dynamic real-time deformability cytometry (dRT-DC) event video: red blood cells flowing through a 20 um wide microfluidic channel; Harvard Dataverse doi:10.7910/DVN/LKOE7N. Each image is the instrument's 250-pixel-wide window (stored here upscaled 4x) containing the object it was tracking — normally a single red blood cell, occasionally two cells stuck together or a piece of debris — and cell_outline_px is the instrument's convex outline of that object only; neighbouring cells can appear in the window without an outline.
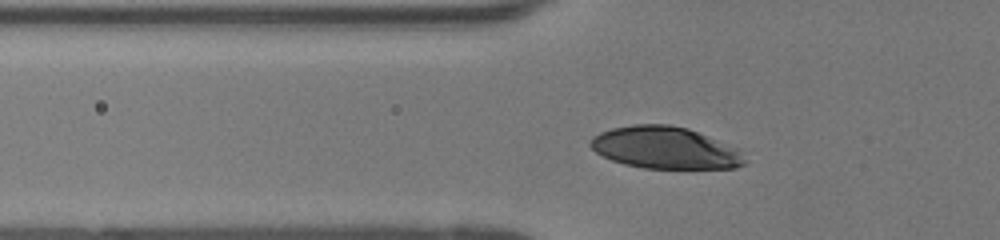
{"species": "human", "species_latin": "Homo sapiens", "temperature_condition": "room temperature", "stored_images_in_passage": 37, "camera_frame_rate_fps": 3000, "um_per_image_px": 0.085, "donor": {"sex": "female"}, "frame": {"image": 1, "passage_image": 10, "time_ms": 3.0, "image_size_px": [1000, 240], "cell_outline_px": [[744, 164], [736, 168], [644, 168], [624, 164], [612, 160], [596, 152], [588, 144], [592, 136], [600, 132], [612, 128], [632, 124], [668, 124], [688, 128], [740, 148], [744, 160]], "centroid_in_image_um": [56.53, 12.55], "position_along_channel_um": 69.3, "area_um2": 37.86}}
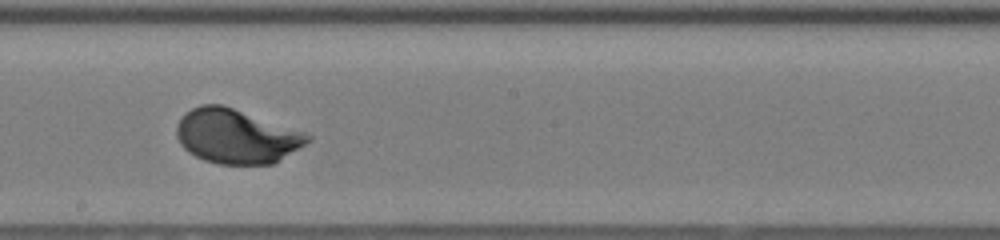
{"frame": {"image": 2, "passage_image": 22, "time_ms": 7.0, "image_size_px": [1000, 240], "cell_outline_px": [[312, 140], [272, 164], [220, 164], [204, 160], [188, 152], [180, 144], [176, 136], [176, 124], [184, 112], [200, 104], [220, 104], [304, 132], [312, 136]], "centroid_in_image_um": [20.04, 11.58], "position_along_channel_um": 228.2, "area_um2": 41.21}}
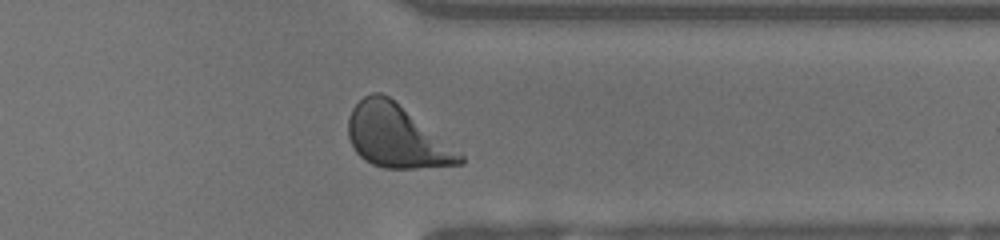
{"frame": {"image": 3, "passage_image": 33, "time_ms": 10.667, "image_size_px": [1000, 240], "cell_outline_px": [[464, 164], [416, 168], [384, 168], [372, 164], [364, 160], [356, 152], [348, 136], [348, 116], [352, 108], [364, 96], [372, 92], [380, 92], [388, 96], [464, 156]], "centroid_in_image_um": [33.66, 11.6], "position_along_channel_um": 377.7, "area_um2": 40.06}, "authors_computed_cell_mechanics": {"area_um2": 40.6912, "velocity_mm_per_s": 4.0756, "shape_relaxation_time_tau1_ms": 1.9575, "shape_relaxation_time_tau2_ms": null, "deformation_change_tau1": 0.1439, "deformation_change_tau2": null}}